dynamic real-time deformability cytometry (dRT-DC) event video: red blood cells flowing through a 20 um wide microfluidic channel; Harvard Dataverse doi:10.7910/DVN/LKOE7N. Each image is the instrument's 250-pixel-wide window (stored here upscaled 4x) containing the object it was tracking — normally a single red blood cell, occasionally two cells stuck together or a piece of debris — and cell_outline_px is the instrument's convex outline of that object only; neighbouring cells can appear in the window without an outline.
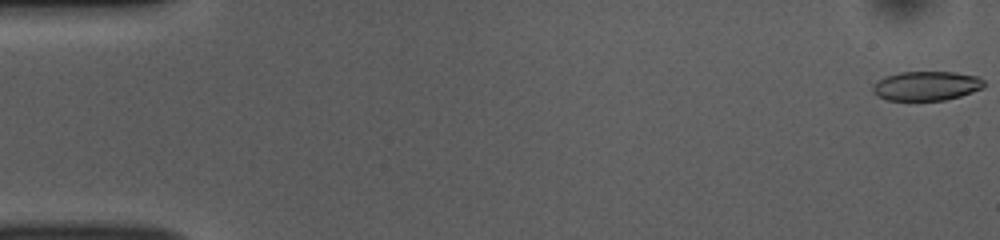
{"species": "common noctule bat (a hibernating species)", "species_latin": "Nyctalus noctula", "temperature_condition": "room temperature", "stored_images_in_passage": 52, "camera_frame_rate_fps": 3000, "um_per_image_px": 0.085, "animal": {"sex": "female", "body_mass_g": 10.0, "forearm_length_mm": 53.1}, "frame": {"image": 1, "passage_image": 1, "time_ms": 0.0, "image_size_px": [1000, 240], "cell_outline_px": [[984, 88], [960, 96], [944, 100], [888, 100], [876, 96], [872, 92], [872, 84], [884, 76], [900, 72], [956, 72], [976, 76], [984, 80]], "centroid_in_image_um": [78.71, 7.3], "position_along_channel_um": 6.3, "area_um2": 19.13}}
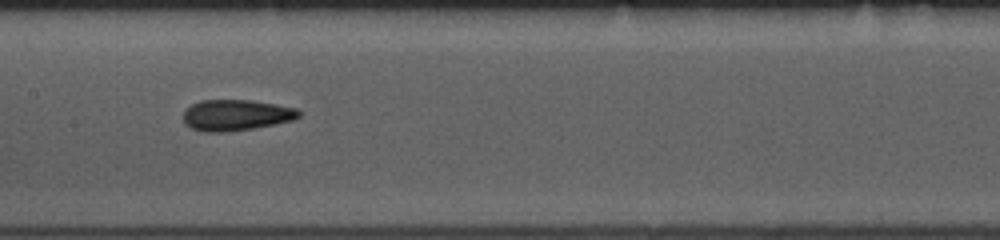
{"frame": {"image": 2, "passage_image": 26, "time_ms": 8.333, "image_size_px": [1000, 240], "cell_outline_px": [[300, 116], [292, 120], [252, 128], [224, 132], [204, 132], [192, 128], [184, 124], [184, 108], [200, 100], [252, 100], [296, 108], [300, 112]], "centroid_in_image_um": [20.01, 9.77], "position_along_channel_um": 187.4, "area_um2": 20.75}}
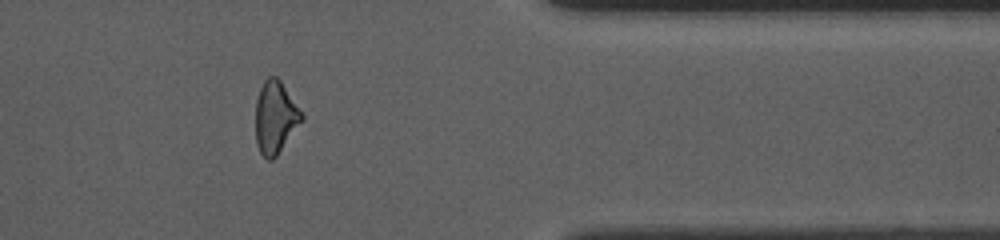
{"frame": {"image": 3, "passage_image": 43, "time_ms": 14.0, "image_size_px": [1000, 240], "cell_outline_px": [[304, 120], [276, 156], [272, 160], [268, 160], [260, 152], [256, 144], [256, 100], [260, 88], [264, 80], [268, 76], [276, 76], [280, 80], [304, 116]], "centroid_in_image_um": [23.4, 9.98], "position_along_channel_um": 388.0, "area_um2": 19.36}, "authors_computed_cell_mechanics": {"area_um2": 20.23, "velocity_mm_per_s": 3.869, "shape_relaxation_time_tau1_ms": 8.0312, "shape_relaxation_time_tau2_ms": 2.4518, "deformation_change_tau1": 0.1879, "deformation_change_tau2": 0.0923}}